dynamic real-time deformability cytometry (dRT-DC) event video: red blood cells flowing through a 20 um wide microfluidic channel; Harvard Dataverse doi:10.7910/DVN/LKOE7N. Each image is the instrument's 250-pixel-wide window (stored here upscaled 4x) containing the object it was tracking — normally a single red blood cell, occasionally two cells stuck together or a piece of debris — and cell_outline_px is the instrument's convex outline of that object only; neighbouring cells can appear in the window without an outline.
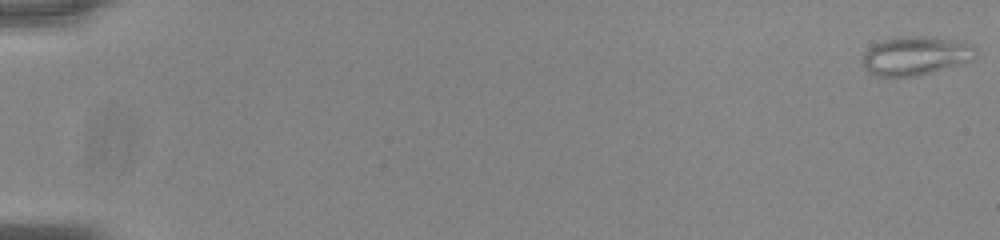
{"species": "common noctule bat (a hibernating species)", "species_latin": "Nyctalus noctula", "temperature_condition": "room temperature", "stored_images_in_passage": 56, "camera_frame_rate_fps": 3000, "um_per_image_px": 0.085, "animal": {"sex": "male", "body_mass_g": 20.0, "forearm_length_mm": 53.3}, "frame": {"image": 1, "passage_image": 1, "time_ms": 0.0, "image_size_px": [1000, 240], "cell_outline_px": [[976, 56], [972, 60], [920, 76], [876, 76], [868, 72], [864, 64], [864, 52], [872, 44], [880, 40], [908, 36], [924, 36], [956, 40], [972, 44], [976, 48]], "centroid_in_image_um": [77.84, 4.73], "position_along_channel_um": 7.2, "area_um2": 25.61}}
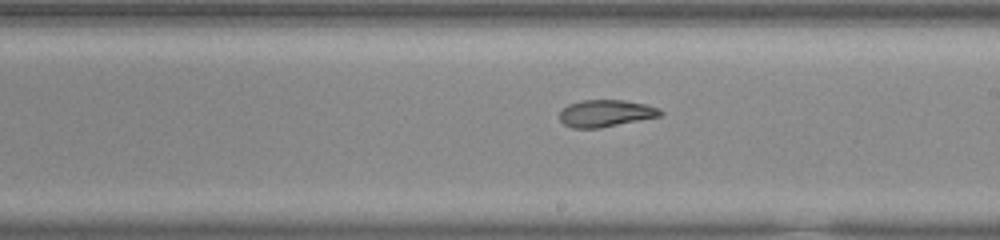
{"frame": {"image": 2, "passage_image": 34, "time_ms": 11.0, "image_size_px": [1000, 240], "cell_outline_px": [[664, 112], [660, 116], [600, 128], [572, 128], [564, 124], [560, 120], [560, 112], [568, 104], [580, 100], [624, 100], [644, 104], [660, 108]], "centroid_in_image_um": [51.48, 9.63], "position_along_channel_um": 237.5, "area_um2": 15.84}}
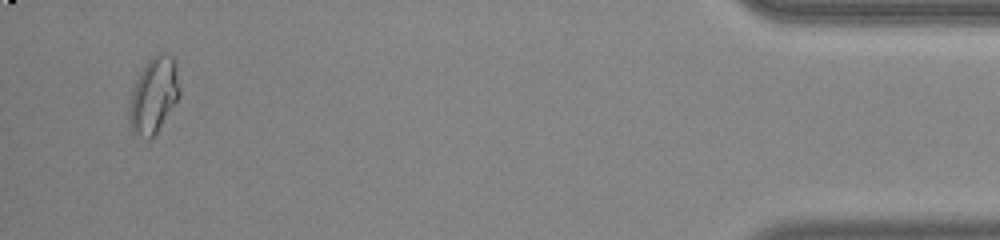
{"frame": {"image": 3, "passage_image": 54, "time_ms": 17.667, "image_size_px": [1000, 240], "cell_outline_px": [[180, 96], [156, 132], [148, 140], [132, 132], [128, 112], [128, 108], [132, 92], [136, 80], [140, 72], [148, 60], [156, 52], [160, 52], [172, 56], [176, 64], [180, 88]], "centroid_in_image_um": [13.07, 8.07], "position_along_channel_um": 422.1, "area_um2": 22.14}, "authors_computed_cell_mechanics": {"area_um2": 19.7387, "velocity_mm_per_s": 3.7892, "shape_relaxation_time_tau1_ms": 7.297, "shape_relaxation_time_tau2_ms": 1.4281, "deformation_change_tau1": 0.1605, "deformation_change_tau2": 0.0698}}